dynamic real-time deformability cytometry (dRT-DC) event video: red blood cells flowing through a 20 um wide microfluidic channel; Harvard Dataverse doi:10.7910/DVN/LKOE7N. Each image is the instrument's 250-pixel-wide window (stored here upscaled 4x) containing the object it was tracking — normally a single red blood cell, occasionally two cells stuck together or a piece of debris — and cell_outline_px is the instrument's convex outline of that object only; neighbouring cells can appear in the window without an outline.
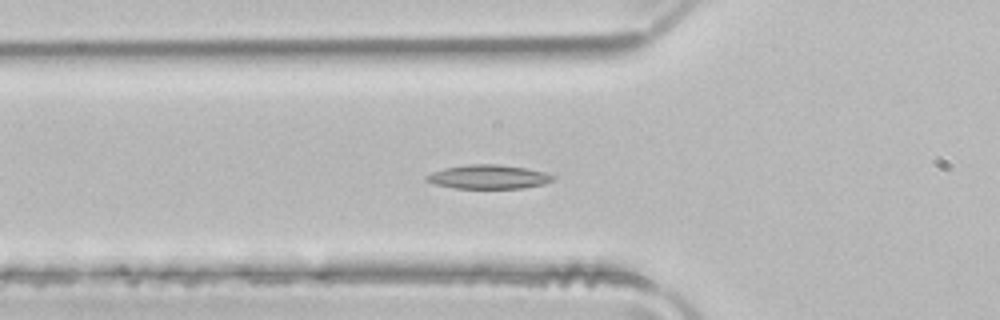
{"species": "common noctule bat (a hibernating species)", "species_latin": "Nyctalus noctula", "temperature_condition": "room temperature", "stored_images_in_passage": 46, "camera_frame_rate_fps": 3000, "um_per_image_px": 0.085, "animal": {"sex": "male", "body_mass_g": 21.5, "forearm_length_mm": 52.0}, "frame": {"image": 1, "passage_image": 13, "time_ms": 4.0, "image_size_px": [1000, 320], "cell_outline_px": [[556, 176], [552, 180], [544, 184], [524, 188], [452, 188], [436, 184], [424, 180], [424, 176], [432, 172], [444, 168], [468, 164], [496, 164], [524, 168], [544, 172]], "centroid_in_image_um": [41.48, 15.03], "position_along_channel_um": 84.3, "area_um2": 17.63}}
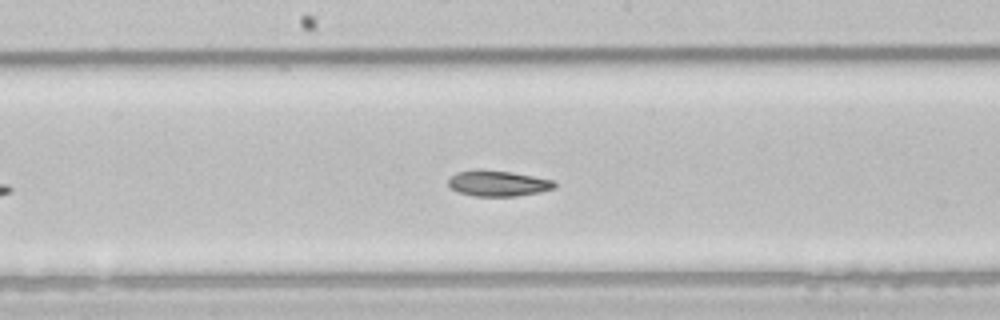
{"frame": {"image": 2, "passage_image": 22, "time_ms": 7.0, "image_size_px": [1000, 320], "cell_outline_px": [[556, 188], [540, 192], [516, 196], [472, 196], [456, 192], [448, 184], [448, 180], [456, 172], [480, 168], [512, 172], [552, 180], [556, 184]], "centroid_in_image_um": [42.29, 15.58], "position_along_channel_um": 205.9, "area_um2": 16.13}}
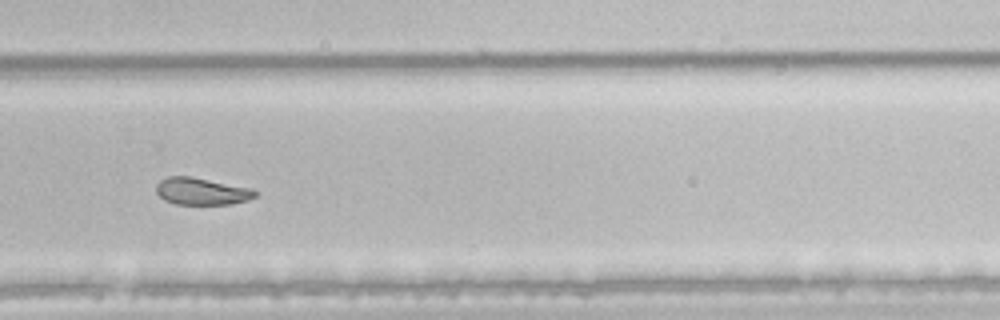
{"frame": {"image": 3, "passage_image": 30, "time_ms": 9.667, "image_size_px": [1000, 320], "cell_outline_px": [[256, 196], [248, 200], [232, 204], [176, 204], [164, 200], [156, 192], [156, 184], [160, 180], [168, 176], [188, 176], [252, 188], [256, 192]], "centroid_in_image_um": [17.12, 16.26], "position_along_channel_um": 312.7, "area_um2": 15.55}, "authors_computed_cell_mechanics": {"area_um2": 18.2648, "velocity_mm_per_s": 4.0282, "shape_relaxation_time_tau1_ms": 4.4657, "shape_relaxation_time_tau2_ms": 8.6911, "deformation_change_tau1": 0.134, "deformation_change_tau2": 0.1342}}